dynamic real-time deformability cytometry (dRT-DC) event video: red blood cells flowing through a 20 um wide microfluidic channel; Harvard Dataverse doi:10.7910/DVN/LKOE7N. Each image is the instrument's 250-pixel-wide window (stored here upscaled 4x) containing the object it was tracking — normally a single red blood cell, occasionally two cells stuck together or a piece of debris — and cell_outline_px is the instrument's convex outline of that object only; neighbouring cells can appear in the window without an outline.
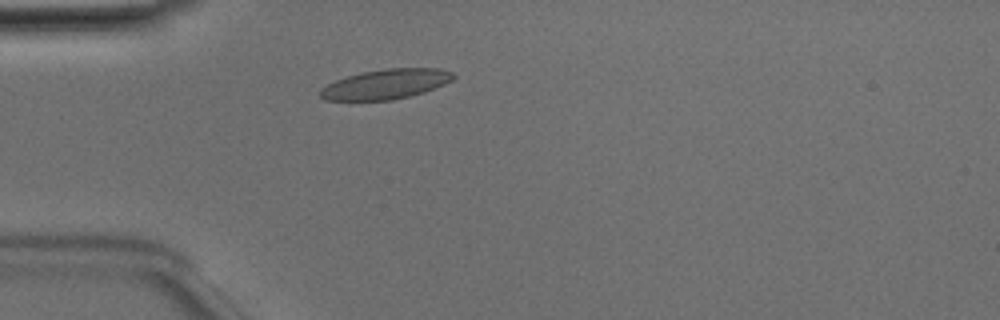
{"species": "Egyptian fruit bat (a non-hibernating species)", "species_latin": "Rousettus aegyptiacus", "temperature_condition": "room temperature", "stored_images_in_passage": 44, "camera_frame_rate_fps": 3000, "um_per_image_px": 0.085, "animal": {"sex": "male"}, "frame": {"image": 1, "passage_image": 8, "time_ms": 2.333, "image_size_px": [1000, 320], "cell_outline_px": [[456, 76], [452, 80], [444, 84], [424, 92], [412, 96], [392, 100], [324, 100], [320, 96], [320, 88], [336, 80], [348, 76], [364, 72], [384, 68], [440, 68], [452, 72]], "centroid_in_image_um": [32.81, 7.15], "position_along_channel_um": 52.2, "area_um2": 23.12}}
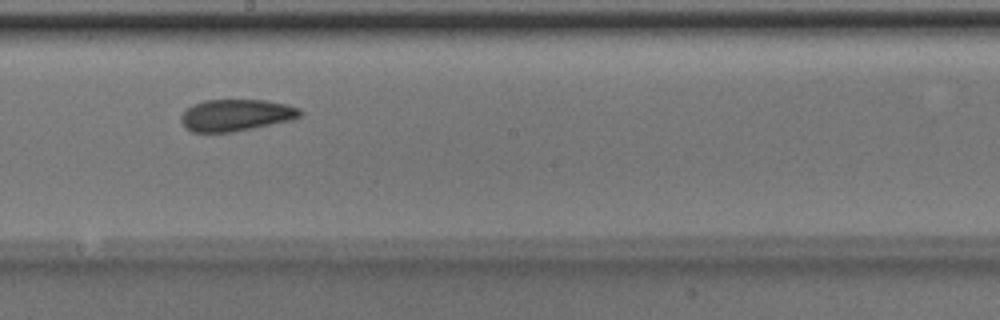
{"frame": {"image": 2, "passage_image": 22, "time_ms": 7.0, "image_size_px": [1000, 320], "cell_outline_px": [[304, 112], [300, 116], [292, 120], [232, 132], [192, 132], [184, 128], [180, 120], [180, 116], [192, 104], [204, 100], [264, 100], [288, 104], [300, 108]], "centroid_in_image_um": [20.06, 9.78], "position_along_channel_um": 228.1, "area_um2": 22.2}}
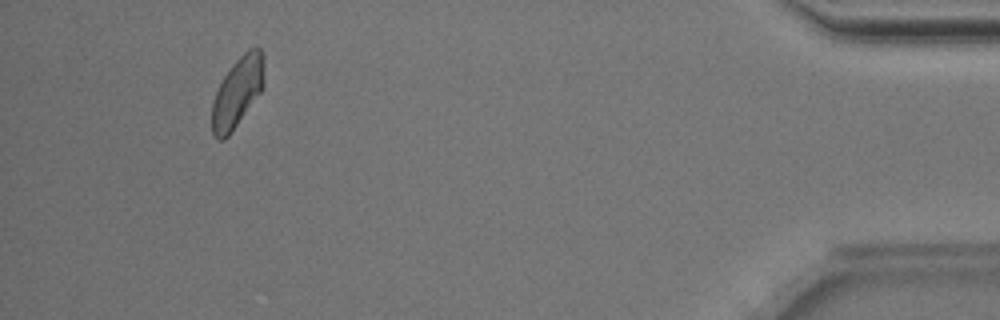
{"frame": {"image": 3, "passage_image": 41, "time_ms": 13.333, "image_size_px": [1000, 320], "cell_outline_px": [[264, 84], [260, 92], [228, 136], [224, 140], [216, 140], [212, 132], [212, 104], [216, 92], [224, 76], [236, 60], [248, 48], [260, 48], [264, 56]], "centroid_in_image_um": [20.18, 7.82], "position_along_channel_um": 415.0, "area_um2": 20.98}, "authors_computed_cell_mechanics": {"area_um2": 22.1952, "velocity_mm_per_s": 3.9842, "shape_relaxation_time_tau1_ms": 6.1386, "shape_relaxation_time_tau2_ms": 2.0125, "deformation_change_tau1": 0.1254, "deformation_change_tau2": 0.0768}}